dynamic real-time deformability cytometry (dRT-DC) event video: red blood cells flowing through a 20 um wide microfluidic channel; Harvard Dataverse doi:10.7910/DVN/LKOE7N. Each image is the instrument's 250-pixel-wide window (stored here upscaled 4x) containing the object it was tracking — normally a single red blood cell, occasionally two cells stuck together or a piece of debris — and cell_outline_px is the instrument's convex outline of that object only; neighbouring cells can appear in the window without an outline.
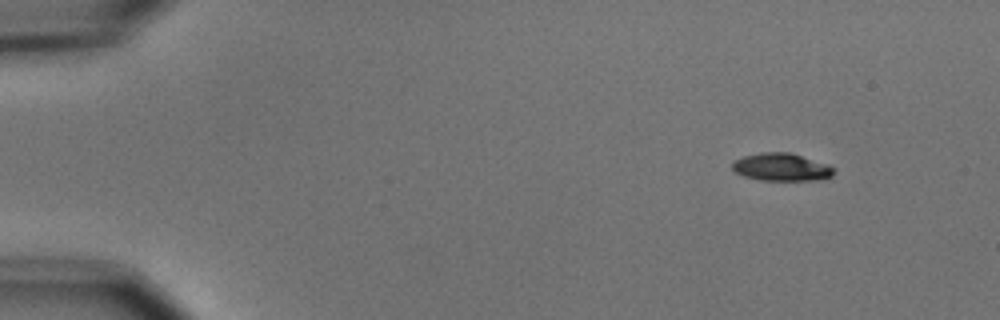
{"species": "common noctule bat (a hibernating species)", "species_latin": "Nyctalus noctula", "temperature_condition": "cold", "stored_images_in_passage": 4, "camera_frame_rate_fps": 3000, "um_per_image_px": 0.085, "animal": {"sex": "male", "body_mass_g": 15.6}, "frame": {"image": 1, "passage_image": 1, "time_ms": 0.0, "image_size_px": [1000, 320], "cell_outline_px": [[836, 172], [832, 176], [816, 180], [760, 180], [744, 176], [736, 172], [732, 168], [732, 160], [744, 156], [764, 152], [788, 152], [828, 164], [836, 168]], "centroid_in_image_um": [66.44, 14.2], "position_along_channel_um": 18.6, "area_um2": 16.42}}
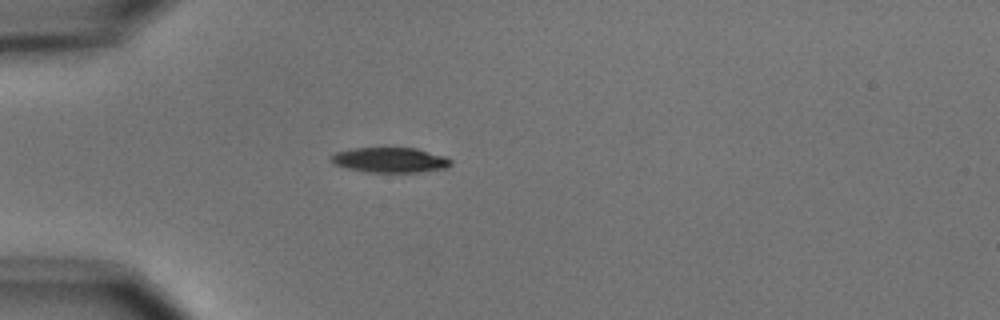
{"frame": {"image": 2, "passage_image": 4, "time_ms": 3.333, "image_size_px": [1000, 320], "cell_outline_px": [[452, 164], [448, 168], [420, 172], [364, 172], [348, 168], [336, 164], [332, 160], [332, 156], [336, 152], [352, 148], [416, 148], [444, 156], [452, 160]], "centroid_in_image_um": [33.21, 13.6], "position_along_channel_um": 51.8, "area_um2": 17.4}}